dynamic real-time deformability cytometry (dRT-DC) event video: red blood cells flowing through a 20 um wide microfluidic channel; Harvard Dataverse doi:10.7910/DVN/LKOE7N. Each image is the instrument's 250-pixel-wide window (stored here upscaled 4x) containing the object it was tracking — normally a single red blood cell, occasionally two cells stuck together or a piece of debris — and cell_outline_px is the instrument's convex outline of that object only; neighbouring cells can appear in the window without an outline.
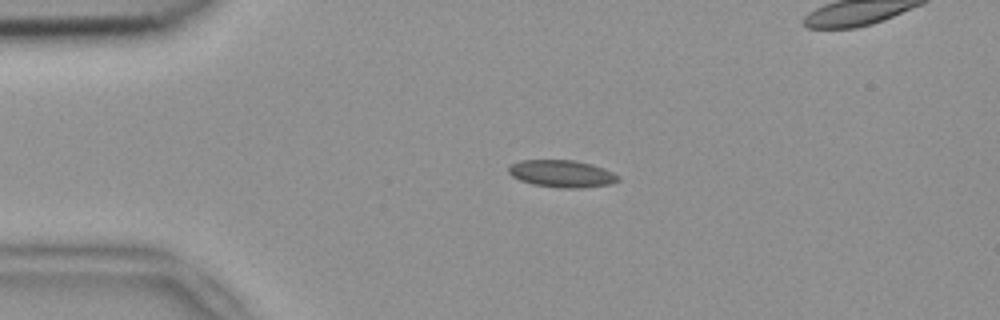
{"species": "common noctule bat (a hibernating species)", "species_latin": "Nyctalus noctula", "temperature_condition": "room temperature", "stored_images_in_passage": 53, "segment_of_instrument_passage": [1, 2], "camera_frame_rate_fps": 3000, "um_per_image_px": 0.085, "animal": {"sex": "female", "body_mass_g": 18.4}, "frame": {"image": 1, "passage_image": 11, "time_ms": 3.333, "image_size_px": [1000, 320], "cell_outline_px": [[620, 180], [612, 184], [580, 188], [560, 188], [532, 184], [520, 180], [512, 176], [508, 172], [508, 168], [512, 164], [520, 160], [572, 160], [592, 164], [604, 168], [620, 176]], "centroid_in_image_um": [47.78, 14.77], "position_along_channel_um": 37.2, "area_um2": 17.46}}
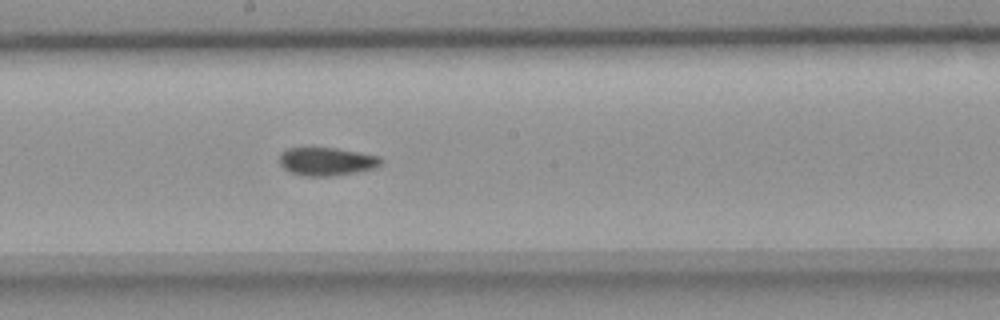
{"frame": {"image": 2, "passage_image": 28, "time_ms": 9.0, "image_size_px": [1000, 320], "cell_outline_px": [[384, 160], [376, 168], [356, 172], [328, 176], [304, 176], [292, 172], [284, 168], [280, 164], [280, 152], [288, 148], [336, 148], [380, 156]], "centroid_in_image_um": [27.78, 13.72], "position_along_channel_um": 220.4, "area_um2": 16.59}}
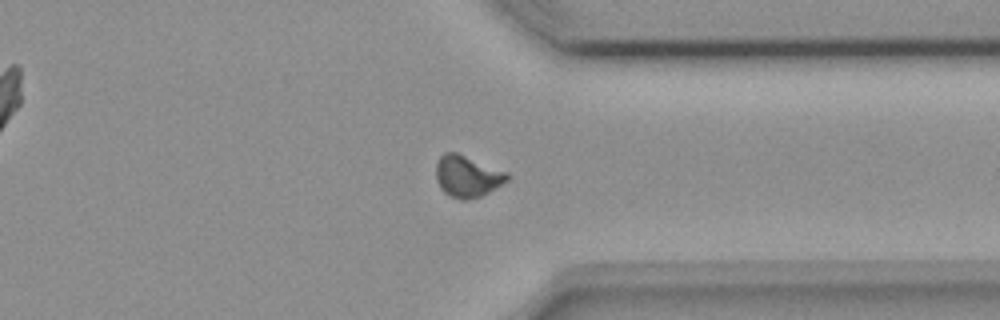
{"frame": {"image": 3, "passage_image": 40, "time_ms": 13.0, "image_size_px": [1000, 320], "cell_outline_px": [[508, 180], [496, 188], [480, 196], [468, 200], [460, 200], [448, 196], [440, 188], [436, 180], [436, 160], [444, 152], [456, 152], [508, 172]], "centroid_in_image_um": [39.69, 14.99], "position_along_channel_um": 371.7, "area_um2": 17.4}}